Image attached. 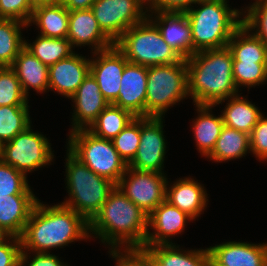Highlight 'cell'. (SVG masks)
Here are the masks:
<instances>
[{
    "instance_id": "1",
    "label": "cell",
    "mask_w": 267,
    "mask_h": 266,
    "mask_svg": "<svg viewBox=\"0 0 267 266\" xmlns=\"http://www.w3.org/2000/svg\"><path fill=\"white\" fill-rule=\"evenodd\" d=\"M89 236V222L82 215L61 203L47 206L38 199L20 240L22 251L49 253L52 248H62Z\"/></svg>"
},
{
    "instance_id": "2",
    "label": "cell",
    "mask_w": 267,
    "mask_h": 266,
    "mask_svg": "<svg viewBox=\"0 0 267 266\" xmlns=\"http://www.w3.org/2000/svg\"><path fill=\"white\" fill-rule=\"evenodd\" d=\"M147 232L148 214L117 186L89 222V234H95V238H101L111 248H143Z\"/></svg>"
},
{
    "instance_id": "3",
    "label": "cell",
    "mask_w": 267,
    "mask_h": 266,
    "mask_svg": "<svg viewBox=\"0 0 267 266\" xmlns=\"http://www.w3.org/2000/svg\"><path fill=\"white\" fill-rule=\"evenodd\" d=\"M188 93L195 105L216 106L238 94L233 78V55L227 47L195 52L186 59Z\"/></svg>"
},
{
    "instance_id": "4",
    "label": "cell",
    "mask_w": 267,
    "mask_h": 266,
    "mask_svg": "<svg viewBox=\"0 0 267 266\" xmlns=\"http://www.w3.org/2000/svg\"><path fill=\"white\" fill-rule=\"evenodd\" d=\"M197 4L200 8L191 7L185 11L191 26L193 51L227 47L234 32L242 25L243 8L241 12L231 9L227 0H199Z\"/></svg>"
},
{
    "instance_id": "5",
    "label": "cell",
    "mask_w": 267,
    "mask_h": 266,
    "mask_svg": "<svg viewBox=\"0 0 267 266\" xmlns=\"http://www.w3.org/2000/svg\"><path fill=\"white\" fill-rule=\"evenodd\" d=\"M66 158V188L69 198L62 205L73 209L88 222L101 210L116 184L97 175L69 150Z\"/></svg>"
},
{
    "instance_id": "6",
    "label": "cell",
    "mask_w": 267,
    "mask_h": 266,
    "mask_svg": "<svg viewBox=\"0 0 267 266\" xmlns=\"http://www.w3.org/2000/svg\"><path fill=\"white\" fill-rule=\"evenodd\" d=\"M145 117H163L169 107L184 100L188 93L186 60L147 67Z\"/></svg>"
},
{
    "instance_id": "7",
    "label": "cell",
    "mask_w": 267,
    "mask_h": 266,
    "mask_svg": "<svg viewBox=\"0 0 267 266\" xmlns=\"http://www.w3.org/2000/svg\"><path fill=\"white\" fill-rule=\"evenodd\" d=\"M115 46L130 63L141 66L174 64L182 60L164 41L157 26L148 17L124 32Z\"/></svg>"
},
{
    "instance_id": "8",
    "label": "cell",
    "mask_w": 267,
    "mask_h": 266,
    "mask_svg": "<svg viewBox=\"0 0 267 266\" xmlns=\"http://www.w3.org/2000/svg\"><path fill=\"white\" fill-rule=\"evenodd\" d=\"M67 149L94 173L116 185L128 165L120 157L110 139L96 137L87 129L72 131Z\"/></svg>"
},
{
    "instance_id": "9",
    "label": "cell",
    "mask_w": 267,
    "mask_h": 266,
    "mask_svg": "<svg viewBox=\"0 0 267 266\" xmlns=\"http://www.w3.org/2000/svg\"><path fill=\"white\" fill-rule=\"evenodd\" d=\"M49 140L31 129V125L11 141L2 144L0 159L24 173L51 164L54 155Z\"/></svg>"
},
{
    "instance_id": "10",
    "label": "cell",
    "mask_w": 267,
    "mask_h": 266,
    "mask_svg": "<svg viewBox=\"0 0 267 266\" xmlns=\"http://www.w3.org/2000/svg\"><path fill=\"white\" fill-rule=\"evenodd\" d=\"M146 4V0H95L91 9L99 27L115 43L130 27L148 17Z\"/></svg>"
},
{
    "instance_id": "11",
    "label": "cell",
    "mask_w": 267,
    "mask_h": 266,
    "mask_svg": "<svg viewBox=\"0 0 267 266\" xmlns=\"http://www.w3.org/2000/svg\"><path fill=\"white\" fill-rule=\"evenodd\" d=\"M165 173L136 170L127 167L116 185L136 206L150 214L166 200V186L169 185Z\"/></svg>"
},
{
    "instance_id": "12",
    "label": "cell",
    "mask_w": 267,
    "mask_h": 266,
    "mask_svg": "<svg viewBox=\"0 0 267 266\" xmlns=\"http://www.w3.org/2000/svg\"><path fill=\"white\" fill-rule=\"evenodd\" d=\"M162 117H140V144L134 159L128 167L157 173H164L166 141Z\"/></svg>"
},
{
    "instance_id": "13",
    "label": "cell",
    "mask_w": 267,
    "mask_h": 266,
    "mask_svg": "<svg viewBox=\"0 0 267 266\" xmlns=\"http://www.w3.org/2000/svg\"><path fill=\"white\" fill-rule=\"evenodd\" d=\"M92 53L96 58L90 59V73L102 95L109 104H113L118 97L123 70L129 61L115 45Z\"/></svg>"
},
{
    "instance_id": "14",
    "label": "cell",
    "mask_w": 267,
    "mask_h": 266,
    "mask_svg": "<svg viewBox=\"0 0 267 266\" xmlns=\"http://www.w3.org/2000/svg\"><path fill=\"white\" fill-rule=\"evenodd\" d=\"M193 220L185 212L171 205L168 201H163L148 215L147 237L143 248L162 244H172L171 236L184 232L187 221ZM151 227V228H150Z\"/></svg>"
},
{
    "instance_id": "15",
    "label": "cell",
    "mask_w": 267,
    "mask_h": 266,
    "mask_svg": "<svg viewBox=\"0 0 267 266\" xmlns=\"http://www.w3.org/2000/svg\"><path fill=\"white\" fill-rule=\"evenodd\" d=\"M147 67L128 62L122 73L118 97L113 105L135 117H145Z\"/></svg>"
},
{
    "instance_id": "16",
    "label": "cell",
    "mask_w": 267,
    "mask_h": 266,
    "mask_svg": "<svg viewBox=\"0 0 267 266\" xmlns=\"http://www.w3.org/2000/svg\"><path fill=\"white\" fill-rule=\"evenodd\" d=\"M70 99L75 104L73 118H71L73 125L70 132L88 129L99 114L109 105L91 73L88 74Z\"/></svg>"
},
{
    "instance_id": "17",
    "label": "cell",
    "mask_w": 267,
    "mask_h": 266,
    "mask_svg": "<svg viewBox=\"0 0 267 266\" xmlns=\"http://www.w3.org/2000/svg\"><path fill=\"white\" fill-rule=\"evenodd\" d=\"M208 250L210 266H267V243L230 241Z\"/></svg>"
},
{
    "instance_id": "18",
    "label": "cell",
    "mask_w": 267,
    "mask_h": 266,
    "mask_svg": "<svg viewBox=\"0 0 267 266\" xmlns=\"http://www.w3.org/2000/svg\"><path fill=\"white\" fill-rule=\"evenodd\" d=\"M148 18L157 26L164 41L182 58L188 59L193 51L191 26L185 12H151ZM153 13L157 14L153 17ZM155 18V19H152Z\"/></svg>"
},
{
    "instance_id": "19",
    "label": "cell",
    "mask_w": 267,
    "mask_h": 266,
    "mask_svg": "<svg viewBox=\"0 0 267 266\" xmlns=\"http://www.w3.org/2000/svg\"><path fill=\"white\" fill-rule=\"evenodd\" d=\"M67 39L72 47L94 46V52L111 48L115 43L102 31L92 9L69 11Z\"/></svg>"
},
{
    "instance_id": "20",
    "label": "cell",
    "mask_w": 267,
    "mask_h": 266,
    "mask_svg": "<svg viewBox=\"0 0 267 266\" xmlns=\"http://www.w3.org/2000/svg\"><path fill=\"white\" fill-rule=\"evenodd\" d=\"M73 53L49 67V89L70 98L90 73V60Z\"/></svg>"
},
{
    "instance_id": "21",
    "label": "cell",
    "mask_w": 267,
    "mask_h": 266,
    "mask_svg": "<svg viewBox=\"0 0 267 266\" xmlns=\"http://www.w3.org/2000/svg\"><path fill=\"white\" fill-rule=\"evenodd\" d=\"M205 188L193 178L177 180L171 187L166 186V201L185 212L193 220L199 217L207 207Z\"/></svg>"
},
{
    "instance_id": "22",
    "label": "cell",
    "mask_w": 267,
    "mask_h": 266,
    "mask_svg": "<svg viewBox=\"0 0 267 266\" xmlns=\"http://www.w3.org/2000/svg\"><path fill=\"white\" fill-rule=\"evenodd\" d=\"M37 201L34 194L0 196V226L10 236L20 237Z\"/></svg>"
},
{
    "instance_id": "23",
    "label": "cell",
    "mask_w": 267,
    "mask_h": 266,
    "mask_svg": "<svg viewBox=\"0 0 267 266\" xmlns=\"http://www.w3.org/2000/svg\"><path fill=\"white\" fill-rule=\"evenodd\" d=\"M17 74L23 92L28 97L31 88L37 93H43L49 87V67L44 65L25 47L19 52L10 66Z\"/></svg>"
},
{
    "instance_id": "24",
    "label": "cell",
    "mask_w": 267,
    "mask_h": 266,
    "mask_svg": "<svg viewBox=\"0 0 267 266\" xmlns=\"http://www.w3.org/2000/svg\"><path fill=\"white\" fill-rule=\"evenodd\" d=\"M40 28V35L50 38H67L69 26V10L61 3L38 6L33 9L28 22Z\"/></svg>"
},
{
    "instance_id": "25",
    "label": "cell",
    "mask_w": 267,
    "mask_h": 266,
    "mask_svg": "<svg viewBox=\"0 0 267 266\" xmlns=\"http://www.w3.org/2000/svg\"><path fill=\"white\" fill-rule=\"evenodd\" d=\"M147 250L160 266H210L208 248L183 252L172 243L151 246Z\"/></svg>"
},
{
    "instance_id": "26",
    "label": "cell",
    "mask_w": 267,
    "mask_h": 266,
    "mask_svg": "<svg viewBox=\"0 0 267 266\" xmlns=\"http://www.w3.org/2000/svg\"><path fill=\"white\" fill-rule=\"evenodd\" d=\"M199 112L198 117L193 121V133L197 149L203 156H208L220 136L224 126L222 115L218 117L211 114V109L215 106L196 105Z\"/></svg>"
},
{
    "instance_id": "27",
    "label": "cell",
    "mask_w": 267,
    "mask_h": 266,
    "mask_svg": "<svg viewBox=\"0 0 267 266\" xmlns=\"http://www.w3.org/2000/svg\"><path fill=\"white\" fill-rule=\"evenodd\" d=\"M226 100H228V103L223 113H221L224 125L250 135L263 113L259 111L255 104L239 94Z\"/></svg>"
},
{
    "instance_id": "28",
    "label": "cell",
    "mask_w": 267,
    "mask_h": 266,
    "mask_svg": "<svg viewBox=\"0 0 267 266\" xmlns=\"http://www.w3.org/2000/svg\"><path fill=\"white\" fill-rule=\"evenodd\" d=\"M233 61L267 63V46L243 24L228 42Z\"/></svg>"
},
{
    "instance_id": "29",
    "label": "cell",
    "mask_w": 267,
    "mask_h": 266,
    "mask_svg": "<svg viewBox=\"0 0 267 266\" xmlns=\"http://www.w3.org/2000/svg\"><path fill=\"white\" fill-rule=\"evenodd\" d=\"M250 150V135L223 126L212 152L207 156L214 162H223L243 157Z\"/></svg>"
},
{
    "instance_id": "30",
    "label": "cell",
    "mask_w": 267,
    "mask_h": 266,
    "mask_svg": "<svg viewBox=\"0 0 267 266\" xmlns=\"http://www.w3.org/2000/svg\"><path fill=\"white\" fill-rule=\"evenodd\" d=\"M134 118L129 111L109 104L87 130L96 137L112 140Z\"/></svg>"
},
{
    "instance_id": "31",
    "label": "cell",
    "mask_w": 267,
    "mask_h": 266,
    "mask_svg": "<svg viewBox=\"0 0 267 266\" xmlns=\"http://www.w3.org/2000/svg\"><path fill=\"white\" fill-rule=\"evenodd\" d=\"M25 48L48 67L75 53L67 38H50L40 34L33 43L25 40Z\"/></svg>"
},
{
    "instance_id": "32",
    "label": "cell",
    "mask_w": 267,
    "mask_h": 266,
    "mask_svg": "<svg viewBox=\"0 0 267 266\" xmlns=\"http://www.w3.org/2000/svg\"><path fill=\"white\" fill-rule=\"evenodd\" d=\"M27 26L19 20L0 18V63L3 66H11L25 47L21 29Z\"/></svg>"
},
{
    "instance_id": "33",
    "label": "cell",
    "mask_w": 267,
    "mask_h": 266,
    "mask_svg": "<svg viewBox=\"0 0 267 266\" xmlns=\"http://www.w3.org/2000/svg\"><path fill=\"white\" fill-rule=\"evenodd\" d=\"M29 106H0V143L11 141L31 125Z\"/></svg>"
},
{
    "instance_id": "34",
    "label": "cell",
    "mask_w": 267,
    "mask_h": 266,
    "mask_svg": "<svg viewBox=\"0 0 267 266\" xmlns=\"http://www.w3.org/2000/svg\"><path fill=\"white\" fill-rule=\"evenodd\" d=\"M17 74L10 66L0 70V106H28Z\"/></svg>"
},
{
    "instance_id": "35",
    "label": "cell",
    "mask_w": 267,
    "mask_h": 266,
    "mask_svg": "<svg viewBox=\"0 0 267 266\" xmlns=\"http://www.w3.org/2000/svg\"><path fill=\"white\" fill-rule=\"evenodd\" d=\"M120 157L128 165L135 157L140 144V117H135L112 140Z\"/></svg>"
},
{
    "instance_id": "36",
    "label": "cell",
    "mask_w": 267,
    "mask_h": 266,
    "mask_svg": "<svg viewBox=\"0 0 267 266\" xmlns=\"http://www.w3.org/2000/svg\"><path fill=\"white\" fill-rule=\"evenodd\" d=\"M232 70L237 89L243 85L249 89L267 81V63L233 61Z\"/></svg>"
},
{
    "instance_id": "37",
    "label": "cell",
    "mask_w": 267,
    "mask_h": 266,
    "mask_svg": "<svg viewBox=\"0 0 267 266\" xmlns=\"http://www.w3.org/2000/svg\"><path fill=\"white\" fill-rule=\"evenodd\" d=\"M33 194L27 175L4 163L0 159V196Z\"/></svg>"
},
{
    "instance_id": "38",
    "label": "cell",
    "mask_w": 267,
    "mask_h": 266,
    "mask_svg": "<svg viewBox=\"0 0 267 266\" xmlns=\"http://www.w3.org/2000/svg\"><path fill=\"white\" fill-rule=\"evenodd\" d=\"M247 8L246 11H242L244 12L242 24L249 29L250 33L256 29L255 33H252L267 46V0H259Z\"/></svg>"
},
{
    "instance_id": "39",
    "label": "cell",
    "mask_w": 267,
    "mask_h": 266,
    "mask_svg": "<svg viewBox=\"0 0 267 266\" xmlns=\"http://www.w3.org/2000/svg\"><path fill=\"white\" fill-rule=\"evenodd\" d=\"M33 9L28 0H0V18L15 19L28 25Z\"/></svg>"
},
{
    "instance_id": "40",
    "label": "cell",
    "mask_w": 267,
    "mask_h": 266,
    "mask_svg": "<svg viewBox=\"0 0 267 266\" xmlns=\"http://www.w3.org/2000/svg\"><path fill=\"white\" fill-rule=\"evenodd\" d=\"M250 152L259 160L267 159V118L261 115L250 134Z\"/></svg>"
},
{
    "instance_id": "41",
    "label": "cell",
    "mask_w": 267,
    "mask_h": 266,
    "mask_svg": "<svg viewBox=\"0 0 267 266\" xmlns=\"http://www.w3.org/2000/svg\"><path fill=\"white\" fill-rule=\"evenodd\" d=\"M110 255L117 260L116 266H146V249L144 248H110ZM123 250L122 252H120Z\"/></svg>"
},
{
    "instance_id": "42",
    "label": "cell",
    "mask_w": 267,
    "mask_h": 266,
    "mask_svg": "<svg viewBox=\"0 0 267 266\" xmlns=\"http://www.w3.org/2000/svg\"><path fill=\"white\" fill-rule=\"evenodd\" d=\"M21 251L20 237L11 236L0 244V266H20Z\"/></svg>"
},
{
    "instance_id": "43",
    "label": "cell",
    "mask_w": 267,
    "mask_h": 266,
    "mask_svg": "<svg viewBox=\"0 0 267 266\" xmlns=\"http://www.w3.org/2000/svg\"><path fill=\"white\" fill-rule=\"evenodd\" d=\"M199 0H147L146 10L150 12H185ZM149 8V9H148ZM151 9V10H150Z\"/></svg>"
},
{
    "instance_id": "44",
    "label": "cell",
    "mask_w": 267,
    "mask_h": 266,
    "mask_svg": "<svg viewBox=\"0 0 267 266\" xmlns=\"http://www.w3.org/2000/svg\"><path fill=\"white\" fill-rule=\"evenodd\" d=\"M28 252L21 251L20 266H68L61 262L58 256L49 253H36L30 262L27 260ZM29 263V264H28Z\"/></svg>"
},
{
    "instance_id": "45",
    "label": "cell",
    "mask_w": 267,
    "mask_h": 266,
    "mask_svg": "<svg viewBox=\"0 0 267 266\" xmlns=\"http://www.w3.org/2000/svg\"><path fill=\"white\" fill-rule=\"evenodd\" d=\"M58 2H61L69 11H73L92 8L95 0H58Z\"/></svg>"
},
{
    "instance_id": "46",
    "label": "cell",
    "mask_w": 267,
    "mask_h": 266,
    "mask_svg": "<svg viewBox=\"0 0 267 266\" xmlns=\"http://www.w3.org/2000/svg\"><path fill=\"white\" fill-rule=\"evenodd\" d=\"M28 1L33 8L58 2V0H28Z\"/></svg>"
},
{
    "instance_id": "47",
    "label": "cell",
    "mask_w": 267,
    "mask_h": 266,
    "mask_svg": "<svg viewBox=\"0 0 267 266\" xmlns=\"http://www.w3.org/2000/svg\"><path fill=\"white\" fill-rule=\"evenodd\" d=\"M146 266H160L146 249Z\"/></svg>"
},
{
    "instance_id": "48",
    "label": "cell",
    "mask_w": 267,
    "mask_h": 266,
    "mask_svg": "<svg viewBox=\"0 0 267 266\" xmlns=\"http://www.w3.org/2000/svg\"><path fill=\"white\" fill-rule=\"evenodd\" d=\"M11 236L0 226V244L5 242Z\"/></svg>"
},
{
    "instance_id": "49",
    "label": "cell",
    "mask_w": 267,
    "mask_h": 266,
    "mask_svg": "<svg viewBox=\"0 0 267 266\" xmlns=\"http://www.w3.org/2000/svg\"><path fill=\"white\" fill-rule=\"evenodd\" d=\"M4 66L0 63V70L3 68Z\"/></svg>"
},
{
    "instance_id": "50",
    "label": "cell",
    "mask_w": 267,
    "mask_h": 266,
    "mask_svg": "<svg viewBox=\"0 0 267 266\" xmlns=\"http://www.w3.org/2000/svg\"><path fill=\"white\" fill-rule=\"evenodd\" d=\"M1 148H2V144L0 143V155H1Z\"/></svg>"
}]
</instances>
